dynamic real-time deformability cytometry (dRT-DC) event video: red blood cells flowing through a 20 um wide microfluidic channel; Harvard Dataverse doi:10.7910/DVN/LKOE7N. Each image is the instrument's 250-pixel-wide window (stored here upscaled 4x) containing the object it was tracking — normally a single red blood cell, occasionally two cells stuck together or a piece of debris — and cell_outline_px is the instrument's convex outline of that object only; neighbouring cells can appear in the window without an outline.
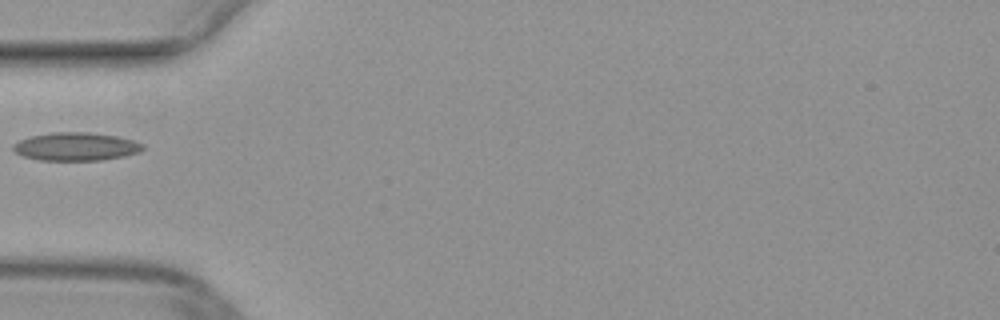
{"species": "common noctule bat (a hibernating species)", "species_latin": "Nyctalus noctula", "temperature_condition": "warm", "stored_images_in_passage": 25, "camera_frame_rate_fps": 3000, "um_per_image_px": 0.085, "animal": {"sex": "female", "body_mass_g": 29.2, "forearm_length_mm": 56.3}, "frame": {"image": 1, "passage_image": 1, "time_ms": 0.0, "image_size_px": [1000, 320], "cell_outline_px": [[144, 148], [140, 152], [124, 156], [100, 160], [40, 160], [24, 156], [16, 152], [12, 148], [12, 144], [20, 140], [32, 136], [52, 132], [88, 132], [116, 136], [132, 140], [144, 144]], "centroid_in_image_um": [6.46, 12.45], "position_along_channel_um": 78.5, "area_um2": 21.15}}
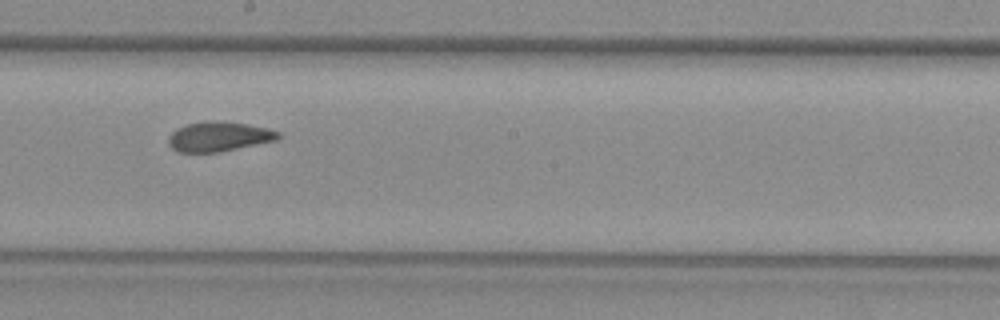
{"frame": {"image": 2, "passage_image": 12, "time_ms": 3.667, "image_size_px": [1000, 320], "cell_outline_px": [[280, 136], [276, 140], [220, 152], [176, 152], [168, 144], [168, 136], [176, 128], [188, 124], [216, 120], [248, 124], [268, 128], [280, 132]], "centroid_in_image_um": [18.59, 11.61], "position_along_channel_um": 229.6, "area_um2": 19.02}}
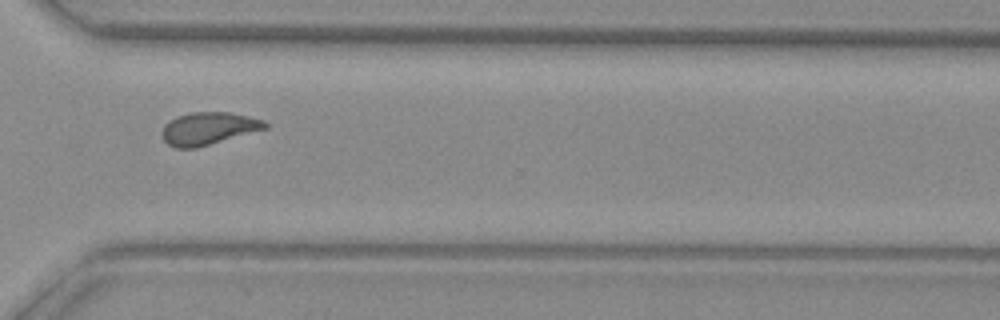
{"frame": {"image": 3, "passage_image": 21, "time_ms": 6.667, "image_size_px": [1000, 320], "cell_outline_px": [[268, 128], [196, 148], [176, 148], [168, 144], [160, 136], [160, 132], [164, 124], [168, 120], [176, 116], [192, 112], [228, 112], [248, 116], [264, 120], [268, 124]], "centroid_in_image_um": [17.67, 10.92], "position_along_channel_um": 352.9, "area_um2": 19.71}}